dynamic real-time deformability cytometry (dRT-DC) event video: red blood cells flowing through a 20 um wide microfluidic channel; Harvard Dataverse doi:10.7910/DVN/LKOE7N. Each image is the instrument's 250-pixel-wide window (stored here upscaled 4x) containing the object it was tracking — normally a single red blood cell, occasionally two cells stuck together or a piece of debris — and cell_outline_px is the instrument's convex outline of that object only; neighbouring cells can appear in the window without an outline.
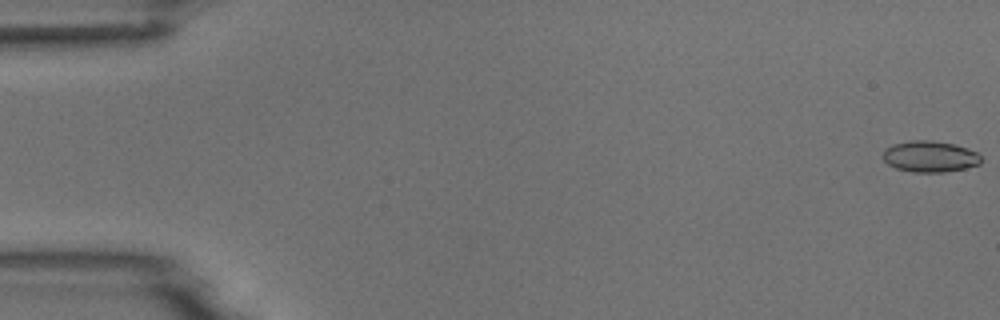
{"species": "common noctule bat (a hibernating species)", "species_latin": "Nyctalus noctula", "temperature_condition": "room temperature", "stored_images_in_passage": 9, "camera_frame_rate_fps": 3000, "um_per_image_px": 0.085, "animal": {"sex": "male", "body_mass_g": 18.8}, "frame": {"image": 1, "passage_image": 1, "time_ms": 0.0, "image_size_px": [1000, 320], "cell_outline_px": [[980, 164], [964, 168], [944, 172], [912, 172], [896, 168], [888, 164], [884, 160], [884, 148], [892, 144], [908, 140], [932, 140], [952, 144], [968, 148], [976, 152], [980, 156]], "centroid_in_image_um": [79.01, 13.29], "position_along_channel_um": 6.0, "area_um2": 17.8}}
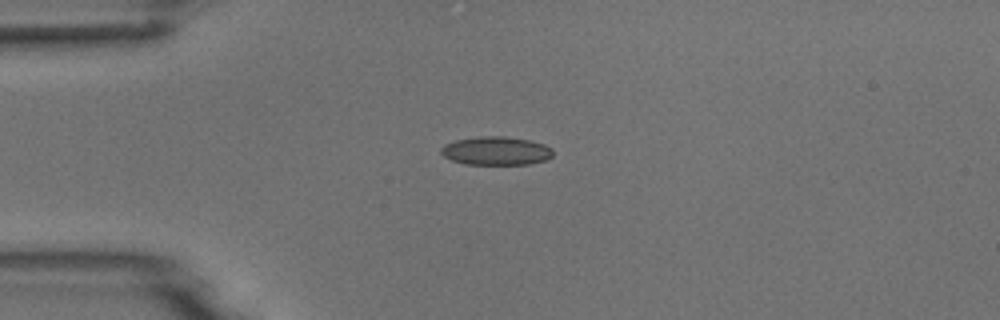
{"frame": {"image": 2, "passage_image": 4, "time_ms": 4.333, "image_size_px": [1000, 320], "cell_outline_px": [[552, 156], [544, 160], [528, 164], [464, 164], [452, 160], [444, 156], [440, 152], [440, 148], [444, 144], [456, 140], [480, 136], [504, 136], [532, 140], [544, 144], [552, 148]], "centroid_in_image_um": [42.16, 12.81], "position_along_channel_um": 42.8, "area_um2": 18.61}}